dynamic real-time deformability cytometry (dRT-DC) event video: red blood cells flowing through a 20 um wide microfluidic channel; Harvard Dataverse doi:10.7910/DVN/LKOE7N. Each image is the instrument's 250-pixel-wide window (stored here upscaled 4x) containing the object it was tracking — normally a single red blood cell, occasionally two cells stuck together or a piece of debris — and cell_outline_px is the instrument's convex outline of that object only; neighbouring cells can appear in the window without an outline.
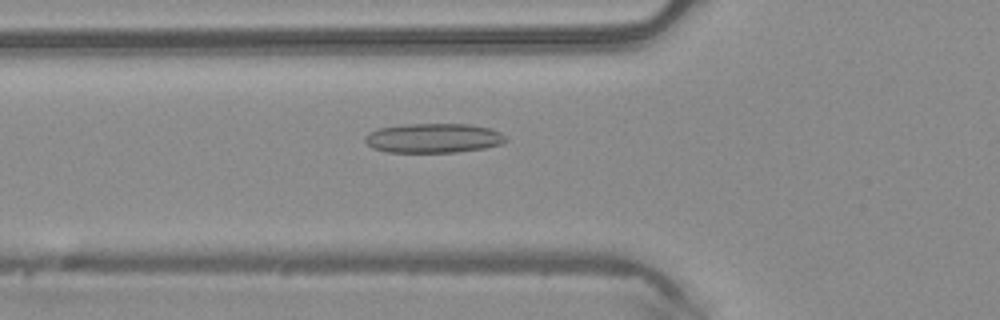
{"species": "common noctule bat (a hibernating species)", "species_latin": "Nyctalus noctula", "temperature_condition": "warm", "stored_images_in_passage": 34, "camera_frame_rate_fps": 3000, "um_per_image_px": 0.085, "animal": {"sex": "male", "body_mass_g": 20.4}, "frame": {"image": 1, "passage_image": 3, "time_ms": 0.667, "image_size_px": [1000, 320], "cell_outline_px": [[508, 140], [500, 144], [484, 148], [456, 152], [388, 152], [372, 148], [364, 140], [364, 136], [368, 132], [380, 128], [408, 124], [468, 124], [492, 128], [500, 132]], "centroid_in_image_um": [36.84, 11.74], "position_along_channel_um": 89.0, "area_um2": 24.16}}
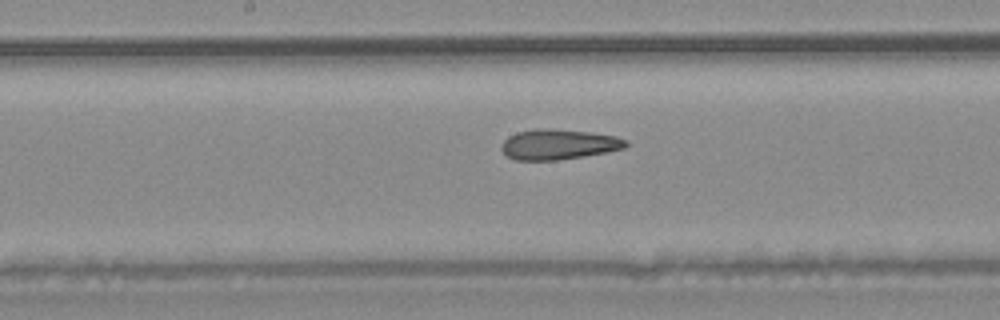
{"frame": {"image": 2, "passage_image": 11, "time_ms": 3.333, "image_size_px": [1000, 320], "cell_outline_px": [[628, 144], [624, 148], [584, 156], [556, 160], [516, 160], [508, 156], [500, 148], [500, 144], [508, 136], [516, 132], [536, 128], [548, 128], [592, 132], [616, 136], [628, 140]], "centroid_in_image_um": [47.46, 12.26], "position_along_channel_um": 200.7, "area_um2": 22.02}}
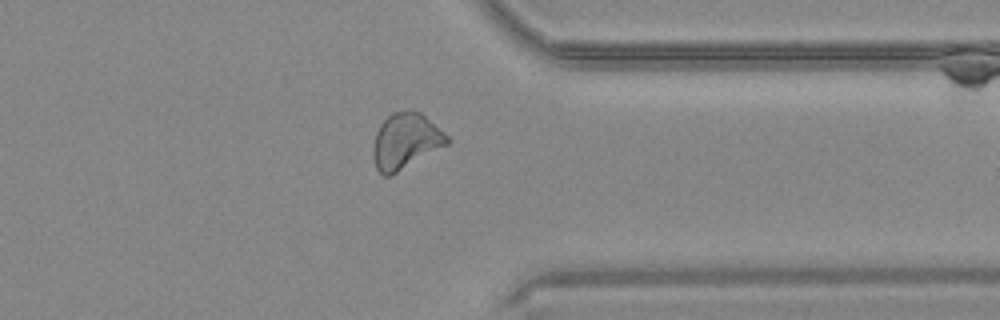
{"frame": {"image": 3, "passage_image": 24, "time_ms": 7.667, "image_size_px": [1000, 320], "cell_outline_px": [[448, 144], [392, 176], [384, 176], [376, 168], [372, 152], [372, 148], [376, 132], [380, 124], [392, 112], [412, 108], [420, 112], [444, 132], [448, 136]], "centroid_in_image_um": [34.46, 11.99], "position_along_channel_um": 376.9, "area_um2": 24.22}, "authors_computed_cell_mechanics": {"area_um2": 22.4842, "velocity_mm_per_s": 4.1693, "shape_relaxation_time_tau1_ms": null, "shape_relaxation_time_tau2_ms": 2.1706, "deformation_change_tau1": null, "deformation_change_tau2": 0.1092}}